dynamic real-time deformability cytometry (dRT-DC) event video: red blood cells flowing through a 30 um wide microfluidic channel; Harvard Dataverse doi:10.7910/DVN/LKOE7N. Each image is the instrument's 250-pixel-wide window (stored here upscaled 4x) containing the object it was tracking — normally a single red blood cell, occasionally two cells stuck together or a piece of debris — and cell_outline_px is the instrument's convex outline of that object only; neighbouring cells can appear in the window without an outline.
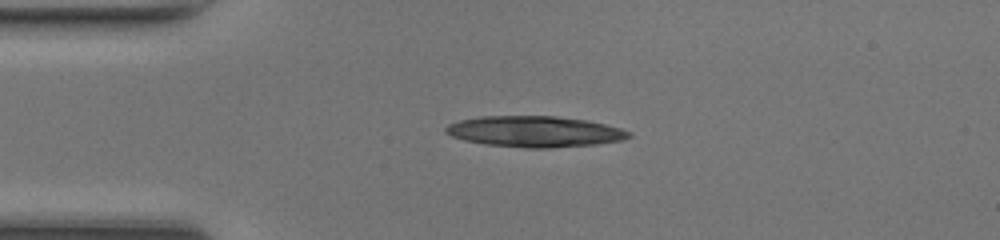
{"species": "common noctule bat (a hibernating species)", "species_latin": "Nyctalus noctula", "temperature_condition": "room temperature", "stored_images_in_passage": 37, "camera_frame_rate_fps": 3000, "um_per_image_px": 0.085, "animal": {"sex": "female", "body_mass_g": 17.0, "forearm_length_mm": 48.0}, "frame": {"image": 1, "passage_image": 1, "time_ms": 0.0, "image_size_px": [1000, 240], "cell_outline_px": [[632, 136], [624, 140], [596, 144], [552, 148], [528, 148], [484, 144], [464, 140], [452, 136], [444, 132], [444, 128], [448, 124], [460, 120], [480, 116], [556, 116], [584, 120], [604, 124], [620, 128], [632, 132]], "centroid_in_image_um": [45.44, 11.18], "position_along_channel_um": 39.6, "area_um2": 33.12}}
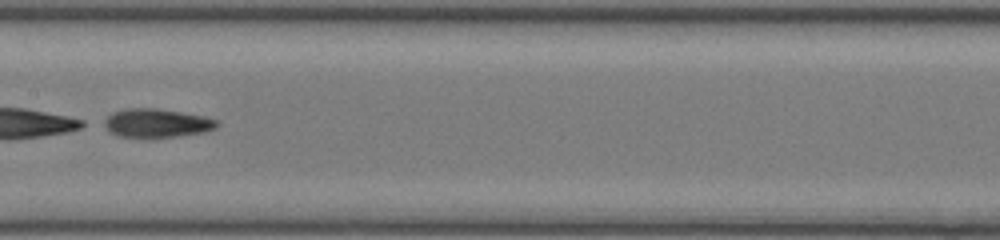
{"frame": {"image": 2, "passage_image": 14, "time_ms": 4.333, "image_size_px": [1000, 240], "cell_outline_px": [[220, 124], [216, 128], [204, 132], [180, 136], [148, 140], [116, 136], [108, 132], [100, 124], [100, 120], [112, 112], [124, 108], [156, 108], [204, 116], [216, 120]], "centroid_in_image_um": [13.19, 10.5], "position_along_channel_um": 194.2, "area_um2": 19.94}}